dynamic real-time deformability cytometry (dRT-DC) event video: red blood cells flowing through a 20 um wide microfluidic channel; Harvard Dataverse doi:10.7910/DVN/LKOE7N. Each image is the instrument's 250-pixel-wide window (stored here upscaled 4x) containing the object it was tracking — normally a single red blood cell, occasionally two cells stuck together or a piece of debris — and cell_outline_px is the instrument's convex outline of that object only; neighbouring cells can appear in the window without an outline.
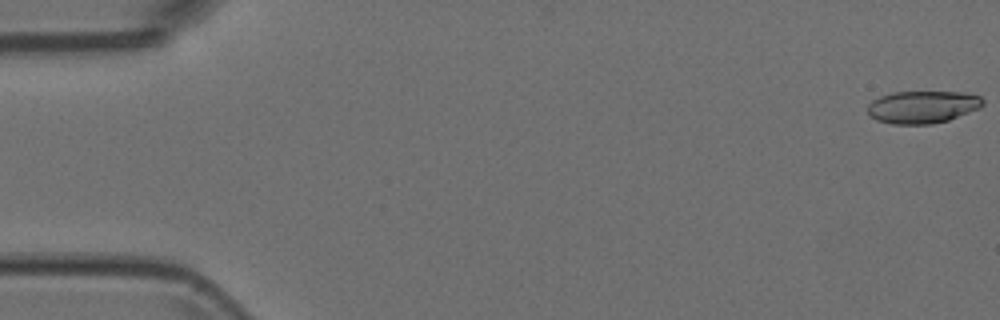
{"species": "Egyptian fruit bat (a non-hibernating species)", "species_latin": "Rousettus aegyptiacus", "temperature_condition": "room temperature", "stored_images_in_passage": 5, "camera_frame_rate_fps": 3000, "um_per_image_px": 0.085, "animal": {"sex": "female"}, "frame": {"image": 1, "passage_image": 1, "time_ms": 0.0, "image_size_px": [1000, 320], "cell_outline_px": [[984, 104], [980, 108], [948, 120], [932, 124], [892, 124], [876, 120], [868, 112], [868, 104], [872, 100], [880, 96], [892, 92], [968, 92], [980, 96], [984, 100]], "centroid_in_image_um": [78.44, 9.08], "position_along_channel_um": 6.6, "area_um2": 21.91}}
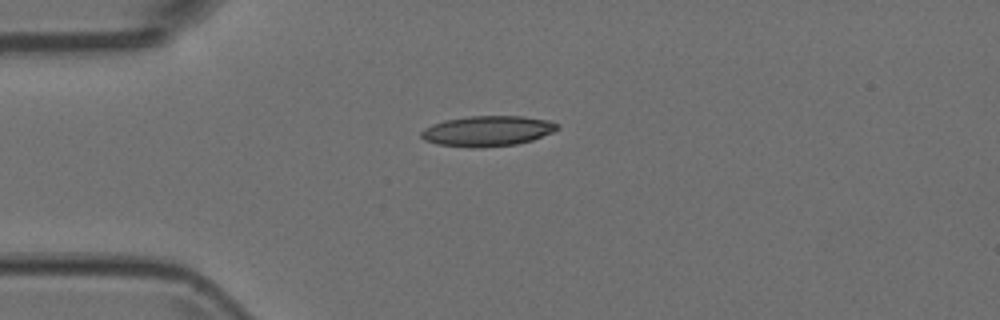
{"frame": {"image": 2, "passage_image": 4, "time_ms": 1.0, "image_size_px": [1000, 320], "cell_outline_px": [[560, 124], [552, 132], [532, 140], [516, 144], [484, 148], [472, 148], [436, 144], [424, 140], [420, 136], [420, 132], [424, 128], [432, 124], [444, 120], [468, 116], [524, 116], [548, 120]], "centroid_in_image_um": [41.39, 11.14], "position_along_channel_um": 43.6, "area_um2": 24.28}}